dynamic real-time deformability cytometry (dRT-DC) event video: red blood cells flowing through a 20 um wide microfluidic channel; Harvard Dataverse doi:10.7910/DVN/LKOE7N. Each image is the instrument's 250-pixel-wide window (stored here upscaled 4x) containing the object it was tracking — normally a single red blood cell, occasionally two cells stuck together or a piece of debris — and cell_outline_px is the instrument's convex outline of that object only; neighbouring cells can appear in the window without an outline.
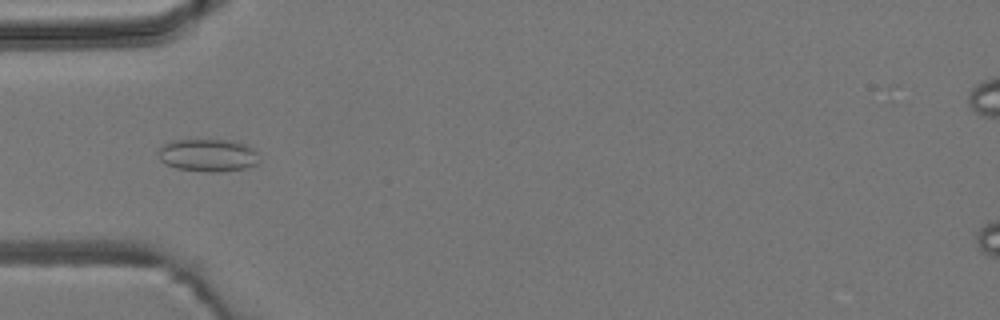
{"species": "common noctule bat (a hibernating species)", "species_latin": "Nyctalus noctula", "temperature_condition": "room temperature", "stored_images_in_passage": 5, "camera_frame_rate_fps": 3000, "um_per_image_px": 0.085, "animal": {"sex": "male", "body_mass_g": 19.2, "forearm_length_mm": 51.8}, "frame": {"image": 1, "passage_image": 4, "time_ms": 4.333, "image_size_px": [1000, 320], "cell_outline_px": [[256, 164], [244, 168], [216, 172], [208, 172], [176, 168], [164, 164], [160, 160], [156, 152], [164, 144], [172, 140], [232, 140], [244, 144], [252, 148], [256, 152]], "centroid_in_image_um": [17.6, 13.19], "position_along_channel_um": 67.4, "area_um2": 19.07}}